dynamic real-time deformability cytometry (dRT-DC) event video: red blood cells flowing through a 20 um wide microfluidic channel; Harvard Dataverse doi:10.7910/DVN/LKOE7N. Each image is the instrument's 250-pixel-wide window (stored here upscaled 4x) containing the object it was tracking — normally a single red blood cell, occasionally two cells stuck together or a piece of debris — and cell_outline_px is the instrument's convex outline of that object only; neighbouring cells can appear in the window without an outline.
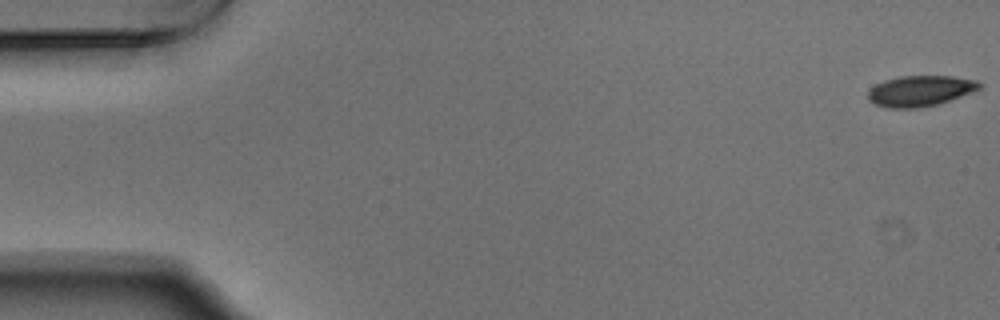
{"species": "Egyptian fruit bat (a non-hibernating species)", "species_latin": "Rousettus aegyptiacus", "temperature_condition": "warm", "stored_images_in_passage": 54, "camera_frame_rate_fps": 3000, "um_per_image_px": 0.085, "animal": {"sex": "male"}, "frame": {"image": 1, "passage_image": 1, "time_ms": 0.0, "image_size_px": [1000, 320], "cell_outline_px": [[984, 84], [980, 88], [972, 92], [936, 104], [916, 108], [888, 108], [876, 104], [868, 100], [868, 92], [876, 84], [884, 80], [900, 76], [952, 76], [976, 80]], "centroid_in_image_um": [78.21, 7.71], "position_along_channel_um": 6.8, "area_um2": 19.77}}
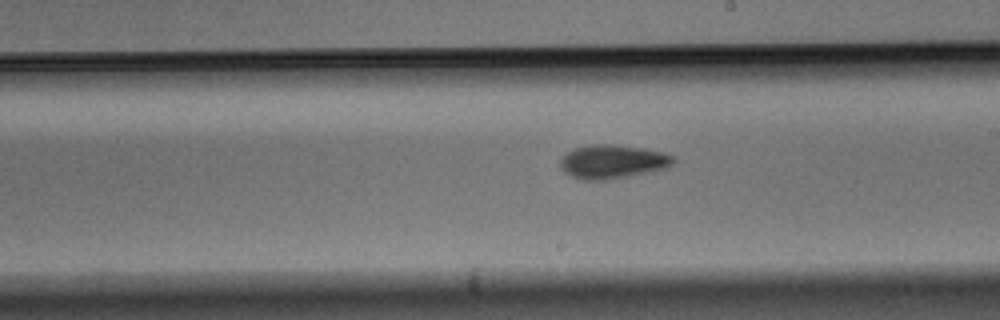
{"frame": {"image": 2, "passage_image": 31, "time_ms": 10.0, "image_size_px": [1000, 320], "cell_outline_px": [[676, 160], [668, 168], [608, 180], [580, 180], [564, 172], [560, 168], [560, 160], [568, 152], [576, 148], [588, 144], [612, 144], [644, 148], [676, 156]], "centroid_in_image_um": [52.08, 13.74], "position_along_channel_um": 236.9, "area_um2": 22.37}}
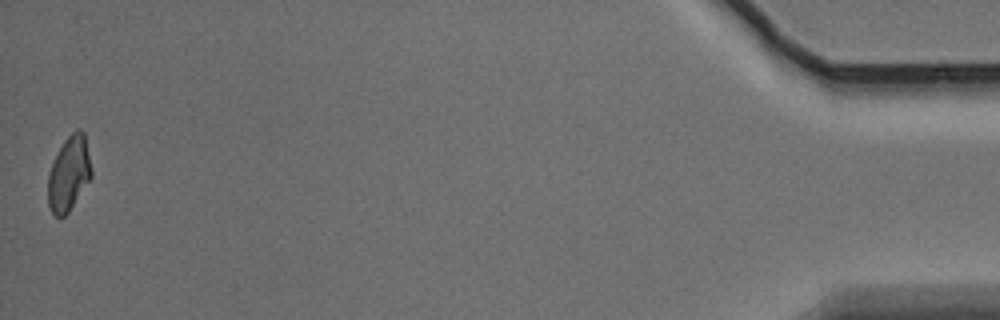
{"frame": {"image": 3, "passage_image": 54, "time_ms": 17.667, "image_size_px": [1000, 320], "cell_outline_px": [[92, 176], [68, 212], [64, 216], [56, 216], [52, 212], [48, 204], [48, 176], [52, 164], [64, 140], [76, 128], [80, 128], [84, 132], [92, 168]], "centroid_in_image_um": [5.87, 14.73], "position_along_channel_um": 429.3, "area_um2": 18.67}, "authors_computed_cell_mechanics": {"area_um2": 20.4901, "velocity_mm_per_s": 3.7415, "shape_relaxation_time_tau1_ms": 4.4911, "shape_relaxation_time_tau2_ms": 4.2277, "deformation_change_tau1": 0.1111, "deformation_change_tau2": 0.0934}}